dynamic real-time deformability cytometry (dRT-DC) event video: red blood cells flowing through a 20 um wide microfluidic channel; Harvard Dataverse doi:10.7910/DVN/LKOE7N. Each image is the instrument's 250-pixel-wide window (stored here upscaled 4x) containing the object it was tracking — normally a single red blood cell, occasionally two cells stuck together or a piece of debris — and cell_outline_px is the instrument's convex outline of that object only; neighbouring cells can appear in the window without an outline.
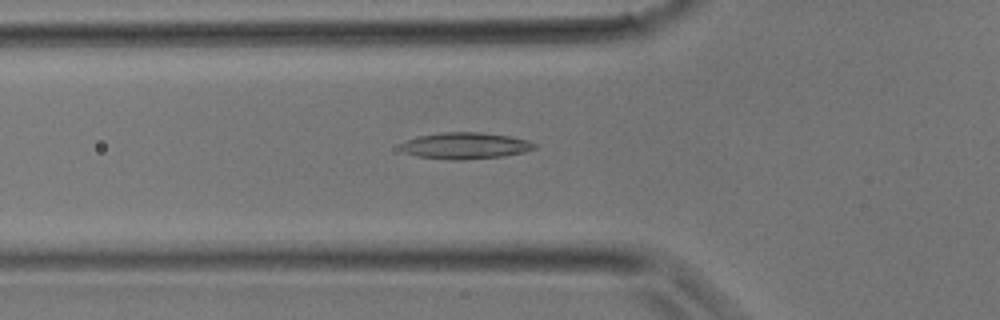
{"species": "common noctule bat (a hibernating species)", "species_latin": "Nyctalus noctula", "temperature_condition": "room temperature", "stored_images_in_passage": 23, "camera_frame_rate_fps": 3000, "um_per_image_px": 0.085, "animal": {"sex": "male", "body_mass_g": 17.9}, "frame": {"image": 1, "passage_image": 4, "time_ms": 1.0, "image_size_px": [1000, 320], "cell_outline_px": [[536, 148], [524, 152], [504, 156], [464, 160], [452, 160], [416, 156], [404, 152], [400, 148], [400, 144], [408, 140], [420, 136], [444, 132], [480, 132], [508, 136], [528, 140], [536, 144]], "centroid_in_image_um": [39.57, 12.39], "position_along_channel_um": 86.2, "area_um2": 20.58}}
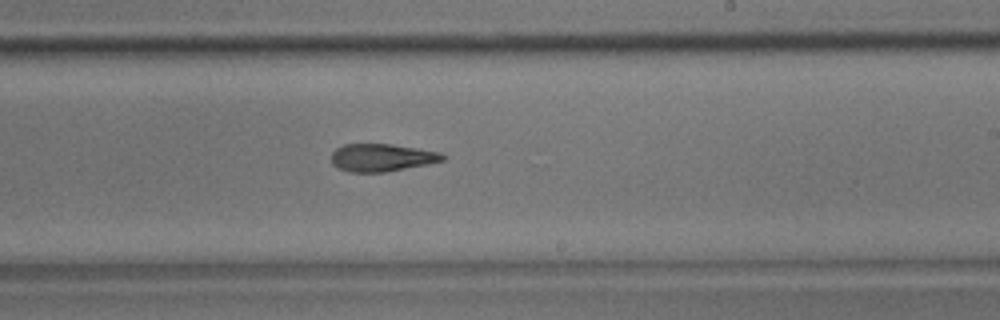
{"frame": {"image": 2, "passage_image": 13, "time_ms": 4.0, "image_size_px": [1000, 320], "cell_outline_px": [[448, 156], [444, 160], [428, 164], [384, 172], [348, 172], [336, 168], [332, 164], [332, 152], [336, 148], [344, 144], [392, 144], [440, 152]], "centroid_in_image_um": [32.44, 13.4], "position_along_channel_um": 256.6, "area_um2": 18.03}}
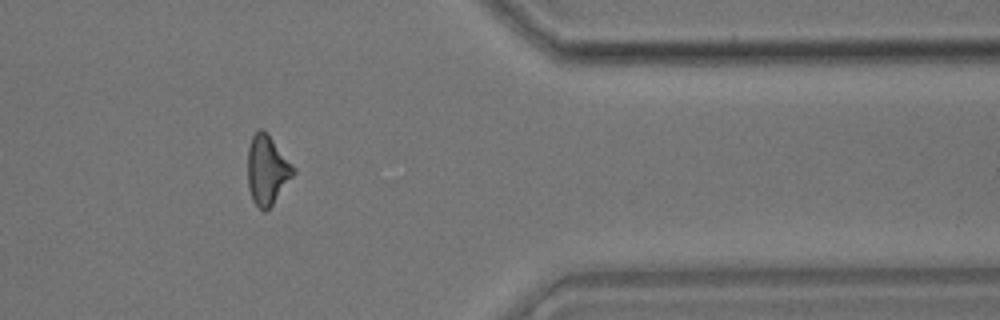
{"frame": {"image": 3, "passage_image": 21, "time_ms": 6.667, "image_size_px": [1000, 320], "cell_outline_px": [[296, 172], [272, 204], [264, 212], [252, 200], [248, 188], [248, 148], [252, 136], [260, 128], [264, 128], [296, 168]], "centroid_in_image_um": [22.71, 14.41], "position_along_channel_um": 388.7, "area_um2": 18.44}}